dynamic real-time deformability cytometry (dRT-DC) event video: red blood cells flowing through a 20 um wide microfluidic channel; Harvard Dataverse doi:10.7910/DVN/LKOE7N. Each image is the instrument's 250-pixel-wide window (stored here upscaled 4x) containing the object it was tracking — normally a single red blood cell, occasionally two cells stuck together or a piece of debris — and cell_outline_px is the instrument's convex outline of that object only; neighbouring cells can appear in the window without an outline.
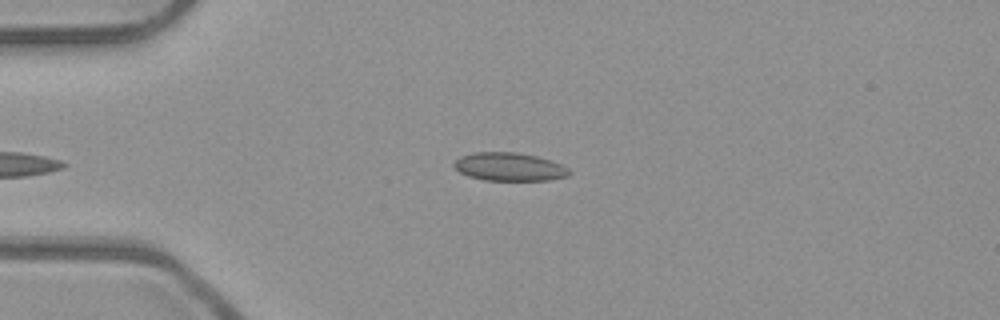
{"species": "common noctule bat (a hibernating species)", "species_latin": "Nyctalus noctula", "temperature_condition": "room temperature", "stored_images_in_passage": 37, "camera_frame_rate_fps": 3000, "um_per_image_px": 0.085, "animal": {"sex": "male", "body_mass_g": 23.1, "forearm_length_mm": 52.7}, "frame": {"image": 1, "passage_image": 2, "time_ms": 0.333, "image_size_px": [1000, 320], "cell_outline_px": [[572, 172], [568, 176], [548, 180], [484, 180], [468, 176], [460, 172], [452, 164], [460, 156], [476, 152], [516, 152], [536, 156], [560, 164], [568, 168]], "centroid_in_image_um": [43.28, 14.18], "position_along_channel_um": 41.7, "area_um2": 18.84}}
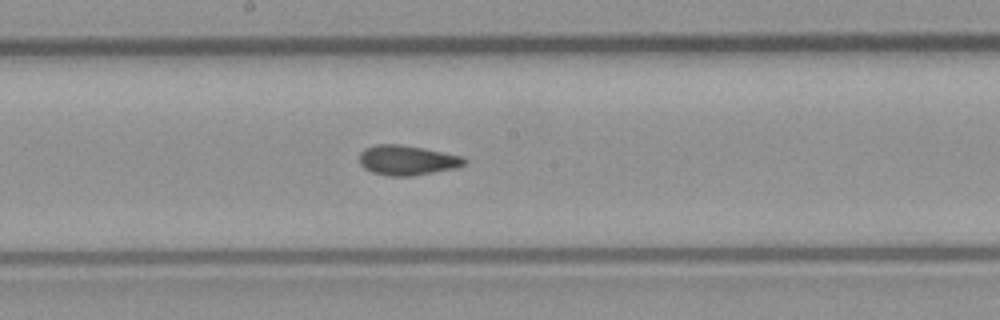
{"frame": {"image": 2, "passage_image": 17, "time_ms": 5.333, "image_size_px": [1000, 320], "cell_outline_px": [[468, 160], [464, 164], [456, 168], [412, 176], [388, 176], [372, 172], [364, 168], [360, 164], [360, 152], [364, 148], [376, 144], [400, 144], [424, 148], [464, 156]], "centroid_in_image_um": [34.61, 13.61], "position_along_channel_um": 213.6, "area_um2": 18.44}}
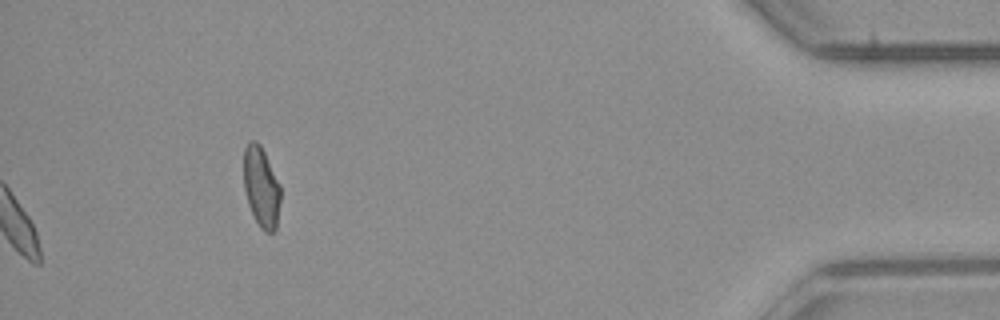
{"frame": {"image": 3, "passage_image": 37, "time_ms": 12.0, "image_size_px": [1000, 320], "cell_outline_px": [[280, 200], [276, 228], [272, 232], [264, 232], [260, 228], [248, 204], [244, 188], [244, 148], [252, 140], [256, 140], [260, 144], [280, 184]], "centroid_in_image_um": [22.21, 15.9], "position_along_channel_um": 413.0, "area_um2": 17.11}, "authors_computed_cell_mechanics": {"area_um2": 17.918, "velocity_mm_per_s": 3.9655, "shape_relaxation_time_tau1_ms": null, "shape_relaxation_time_tau2_ms": 1.3076, "deformation_change_tau1": null, "deformation_change_tau2": 0.0605}}